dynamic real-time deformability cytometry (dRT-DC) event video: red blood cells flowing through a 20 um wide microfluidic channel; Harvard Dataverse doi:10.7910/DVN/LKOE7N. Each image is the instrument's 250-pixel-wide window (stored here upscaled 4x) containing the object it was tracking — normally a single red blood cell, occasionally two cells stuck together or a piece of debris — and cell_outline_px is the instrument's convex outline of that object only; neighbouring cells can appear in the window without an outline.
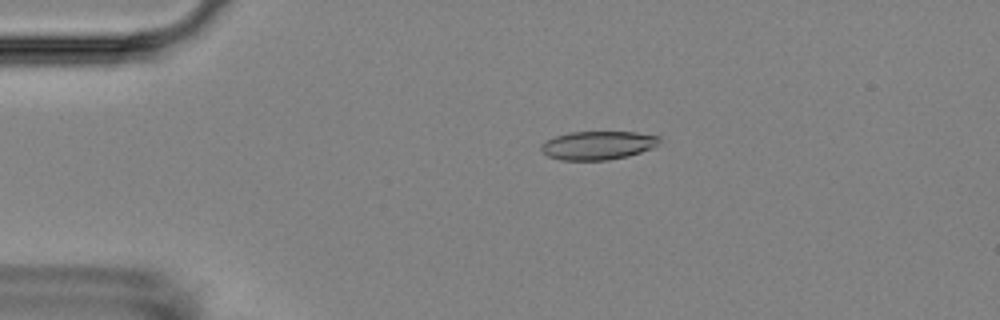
{"species": "Egyptian fruit bat (a non-hibernating species)", "species_latin": "Rousettus aegyptiacus", "temperature_condition": "room temperature", "stored_images_in_passage": 5, "camera_frame_rate_fps": 3000, "um_per_image_px": 0.085, "animal": {"sex": "female"}, "frame": {"image": 1, "passage_image": 2, "time_ms": 1.0, "image_size_px": [1000, 320], "cell_outline_px": [[660, 140], [652, 148], [628, 156], [608, 160], [560, 160], [548, 156], [540, 148], [540, 144], [556, 136], [568, 132], [636, 132], [660, 136]], "centroid_in_image_um": [50.81, 12.35], "position_along_channel_um": 34.2, "area_um2": 19.59}}
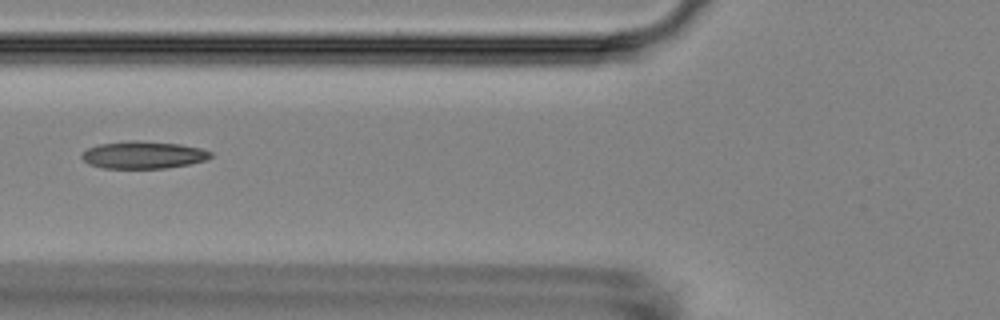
{"frame": {"image": 2, "passage_image": 5, "time_ms": 4.333, "image_size_px": [1000, 320], "cell_outline_px": [[212, 156], [204, 160], [188, 164], [164, 168], [104, 168], [88, 164], [80, 156], [88, 148], [100, 144], [132, 140], [136, 140], [180, 144], [200, 148], [212, 152]], "centroid_in_image_um": [12.16, 13.16], "position_along_channel_um": 113.6, "area_um2": 20.35}}